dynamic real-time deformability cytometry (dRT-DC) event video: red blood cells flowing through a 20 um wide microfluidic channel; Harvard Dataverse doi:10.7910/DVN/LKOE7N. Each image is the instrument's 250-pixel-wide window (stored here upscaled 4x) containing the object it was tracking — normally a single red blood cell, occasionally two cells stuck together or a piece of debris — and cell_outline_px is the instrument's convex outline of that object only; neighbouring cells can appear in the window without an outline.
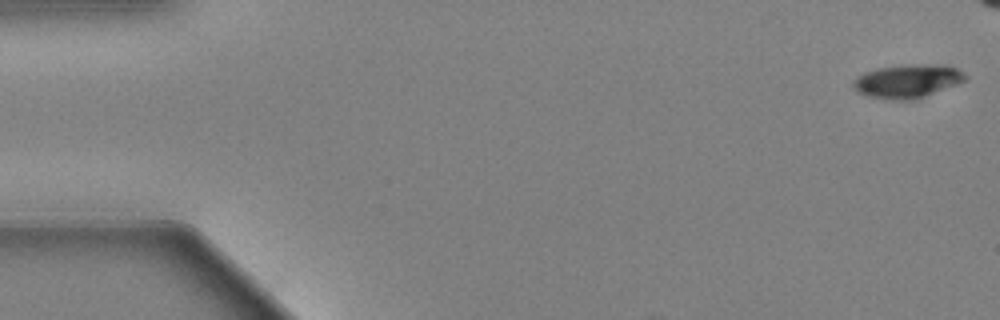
{"species": "Egyptian fruit bat (a non-hibernating species)", "species_latin": "Rousettus aegyptiacus", "temperature_condition": "warm", "stored_images_in_passage": 40, "camera_frame_rate_fps": 3000, "um_per_image_px": 0.085, "animal": {"sex": "female"}, "frame": {"image": 1, "passage_image": 1, "time_ms": 0.0, "image_size_px": [1000, 320], "cell_outline_px": [[968, 76], [964, 80], [956, 84], [916, 100], [892, 100], [868, 96], [856, 92], [852, 88], [852, 80], [856, 76], [864, 72], [880, 68], [912, 64], [944, 64], [956, 68], [964, 72]], "centroid_in_image_um": [77.11, 6.9], "position_along_channel_um": 7.9, "area_um2": 22.08}}
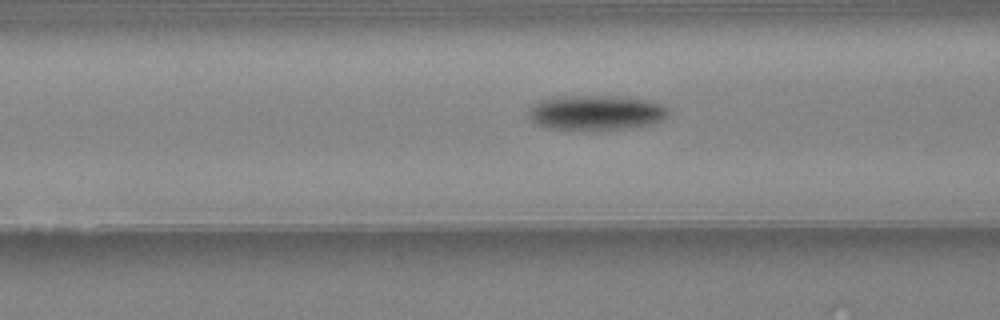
{"frame": {"image": 2, "passage_image": 22, "time_ms": 7.0, "image_size_px": [1000, 320], "cell_outline_px": [[668, 112], [660, 120], [652, 124], [620, 128], [552, 128], [536, 124], [528, 116], [528, 112], [536, 104], [544, 100], [568, 96], [604, 96], [644, 100], [660, 104], [668, 108]], "centroid_in_image_um": [50.66, 9.56], "position_along_channel_um": 115.9, "area_um2": 26.93}}
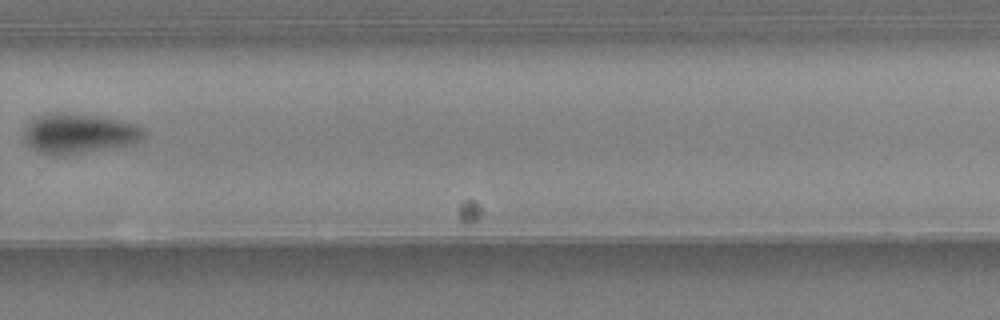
{"frame": {"image": 3, "passage_image": 39, "time_ms": 12.667, "image_size_px": [1000, 320], "cell_outline_px": [[144, 136], [128, 144], [76, 152], [44, 152], [36, 148], [24, 136], [28, 128], [40, 116], [88, 116], [128, 124], [140, 128], [144, 132]], "centroid_in_image_um": [6.75, 11.37], "position_along_channel_um": 323.0, "area_um2": 23.93}}